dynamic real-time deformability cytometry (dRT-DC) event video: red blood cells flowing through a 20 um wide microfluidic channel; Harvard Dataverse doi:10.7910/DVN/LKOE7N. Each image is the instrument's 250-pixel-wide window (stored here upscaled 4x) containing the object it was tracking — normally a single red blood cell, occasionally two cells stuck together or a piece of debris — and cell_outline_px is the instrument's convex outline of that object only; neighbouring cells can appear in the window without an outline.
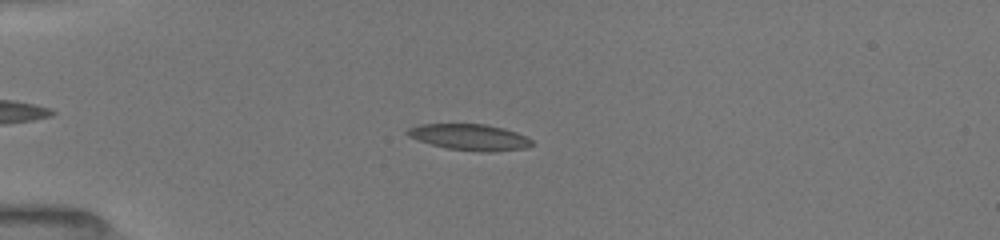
{"species": "common noctule bat (a hibernating species)", "species_latin": "Nyctalus noctula", "temperature_condition": "room temperature", "stored_images_in_passage": 35, "camera_frame_rate_fps": 3000, "um_per_image_px": 0.085, "animal": {"sex": "female", "body_mass_g": 19.5, "forearm_length_mm": 54.1}, "frame": {"image": 1, "passage_image": 8, "time_ms": 3.333, "image_size_px": [1000, 240], "cell_outline_px": [[532, 144], [524, 148], [492, 152], [480, 152], [448, 148], [432, 144], [408, 136], [404, 132], [408, 128], [416, 124], [484, 124], [504, 128], [516, 132], [532, 140]], "centroid_in_image_um": [39.89, 11.65], "position_along_channel_um": 45.1, "area_um2": 18.84}}
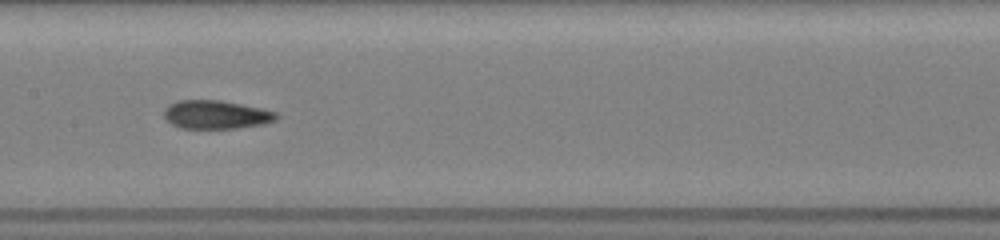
{"frame": {"image": 2, "passage_image": 19, "time_ms": 7.667, "image_size_px": [1000, 240], "cell_outline_px": [[280, 116], [276, 120], [264, 124], [236, 128], [180, 128], [172, 124], [164, 116], [164, 108], [168, 104], [176, 100], [220, 100], [260, 108], [276, 112]], "centroid_in_image_um": [18.35, 9.74], "position_along_channel_um": 189.0, "area_um2": 18.67}}
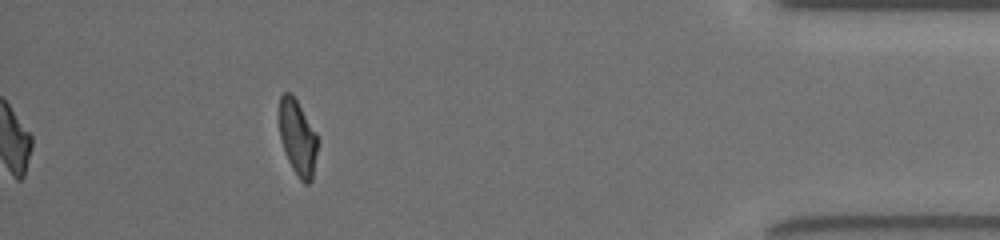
{"frame": {"image": 3, "passage_image": 35, "time_ms": 14.333, "image_size_px": [1000, 240], "cell_outline_px": [[320, 140], [312, 180], [308, 184], [304, 184], [300, 180], [292, 168], [288, 160], [280, 140], [280, 96], [284, 92], [288, 92], [296, 100], [316, 132]], "centroid_in_image_um": [25.34, 11.76], "position_along_channel_um": 409.9, "area_um2": 16.94}, "authors_computed_cell_mechanics": {"area_um2": 18.785, "velocity_mm_per_s": 4.0063, "shape_relaxation_time_tau1_ms": 4.6385, "shape_relaxation_time_tau2_ms": 1.5172, "deformation_change_tau1": 0.1709, "deformation_change_tau2": 0.0848}}